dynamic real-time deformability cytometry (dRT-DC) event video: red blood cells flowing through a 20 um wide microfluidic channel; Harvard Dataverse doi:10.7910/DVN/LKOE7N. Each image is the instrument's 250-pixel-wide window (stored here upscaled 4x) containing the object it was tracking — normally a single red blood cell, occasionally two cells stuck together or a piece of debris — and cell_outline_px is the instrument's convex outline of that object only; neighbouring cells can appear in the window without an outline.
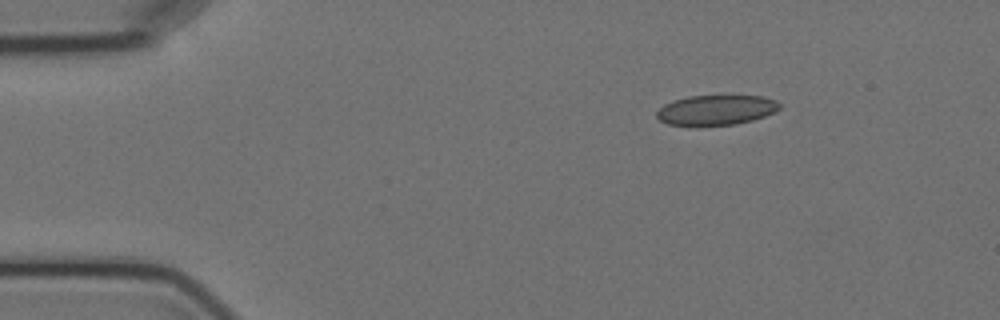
{"species": "Egyptian fruit bat (a non-hibernating species)", "species_latin": "Rousettus aegyptiacus", "temperature_condition": "cold", "stored_images_in_passage": 5, "camera_frame_rate_fps": 3000, "um_per_image_px": 0.085, "animal": {"sex": "female"}, "frame": {"image": 1, "passage_image": 1, "time_ms": 0.0, "image_size_px": [1000, 320], "cell_outline_px": [[780, 108], [776, 112], [752, 120], [736, 124], [696, 128], [668, 124], [660, 120], [656, 116], [656, 112], [664, 104], [672, 100], [688, 96], [760, 96], [776, 100], [780, 104]], "centroid_in_image_um": [60.82, 9.39], "position_along_channel_um": 24.2, "area_um2": 22.08}}
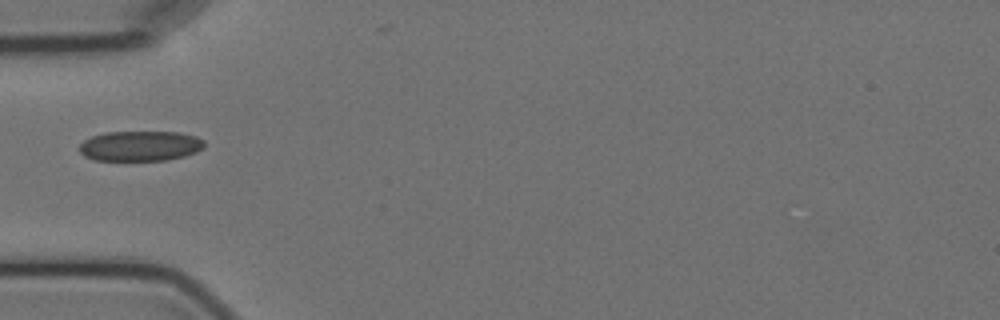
{"frame": {"image": 2, "passage_image": 4, "time_ms": 3.333, "image_size_px": [1000, 320], "cell_outline_px": [[204, 148], [196, 152], [184, 156], [164, 160], [96, 160], [84, 156], [80, 152], [80, 144], [84, 140], [92, 136], [104, 132], [180, 132], [196, 136], [204, 140]], "centroid_in_image_um": [11.93, 12.4], "position_along_channel_um": 73.1, "area_um2": 21.96}}
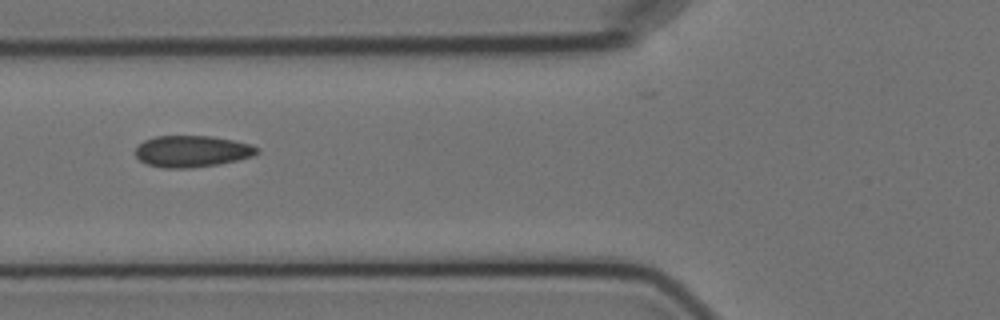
{"frame": {"image": 3, "passage_image": 5, "time_ms": 4.333, "image_size_px": [1000, 320], "cell_outline_px": [[260, 152], [252, 156], [220, 164], [192, 168], [164, 168], [148, 164], [140, 160], [136, 156], [136, 148], [144, 140], [156, 136], [212, 136], [252, 144], [260, 148]], "centroid_in_image_um": [16.35, 12.86], "position_along_channel_um": 109.4, "area_um2": 22.37}}